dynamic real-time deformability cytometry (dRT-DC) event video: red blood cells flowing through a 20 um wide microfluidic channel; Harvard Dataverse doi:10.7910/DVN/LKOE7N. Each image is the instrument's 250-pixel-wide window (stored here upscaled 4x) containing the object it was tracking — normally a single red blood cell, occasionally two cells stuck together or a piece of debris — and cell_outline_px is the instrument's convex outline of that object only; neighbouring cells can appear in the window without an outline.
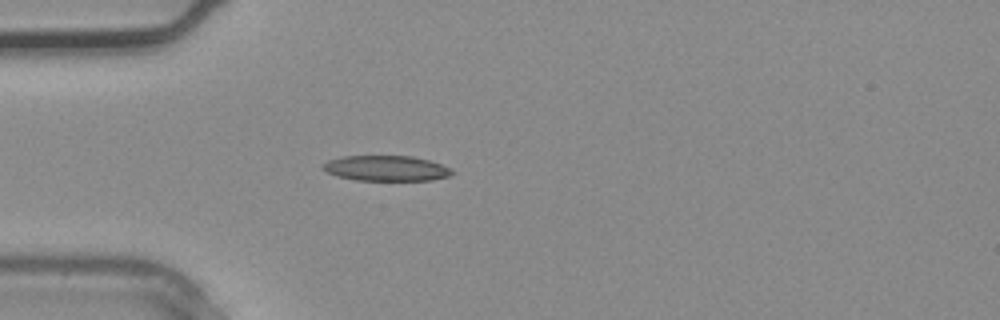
{"species": "common noctule bat (a hibernating species)", "species_latin": "Nyctalus noctula", "temperature_condition": "warm", "stored_images_in_passage": 3, "camera_frame_rate_fps": 3000, "um_per_image_px": 0.085, "animal": {"sex": "male", "body_mass_g": 20.4}, "frame": {"image": 1, "passage_image": 3, "time_ms": 0.667, "image_size_px": [1000, 320], "cell_outline_px": [[456, 172], [452, 176], [432, 180], [356, 180], [336, 176], [320, 168], [320, 164], [328, 160], [340, 156], [412, 156], [428, 160], [452, 168]], "centroid_in_image_um": [32.82, 14.3], "position_along_channel_um": 52.2, "area_um2": 19.36}}